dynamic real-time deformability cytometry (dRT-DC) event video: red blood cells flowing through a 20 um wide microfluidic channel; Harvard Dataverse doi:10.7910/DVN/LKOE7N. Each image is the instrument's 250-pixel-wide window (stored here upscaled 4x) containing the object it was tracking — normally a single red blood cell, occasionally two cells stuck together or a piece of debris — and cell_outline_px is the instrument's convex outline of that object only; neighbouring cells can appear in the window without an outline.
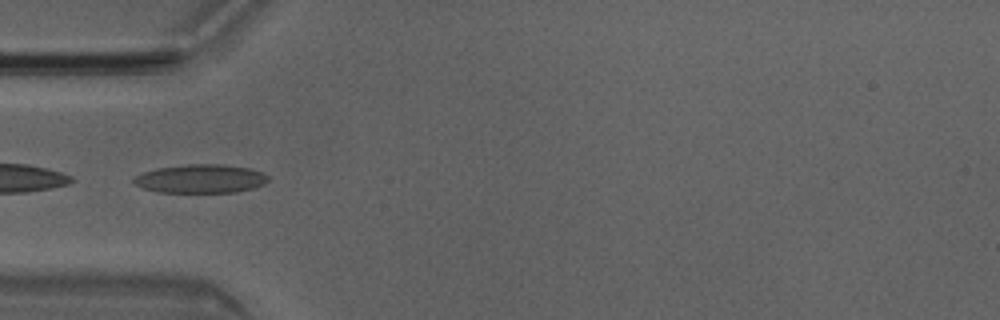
{"species": "Egyptian fruit bat (a non-hibernating species)", "species_latin": "Rousettus aegyptiacus", "temperature_condition": "room temperature", "stored_images_in_passage": 5, "camera_frame_rate_fps": 3000, "um_per_image_px": 0.085, "animal": {"sex": "male"}, "frame": {"image": 1, "passage_image": 4, "time_ms": 1.0, "image_size_px": [1000, 320], "cell_outline_px": [[268, 180], [264, 184], [252, 188], [236, 192], [156, 192], [144, 188], [136, 184], [132, 180], [136, 176], [144, 172], [156, 168], [184, 164], [224, 164], [248, 168], [260, 172], [268, 176]], "centroid_in_image_um": [17.04, 15.18], "position_along_channel_um": 68.0, "area_um2": 22.31}}